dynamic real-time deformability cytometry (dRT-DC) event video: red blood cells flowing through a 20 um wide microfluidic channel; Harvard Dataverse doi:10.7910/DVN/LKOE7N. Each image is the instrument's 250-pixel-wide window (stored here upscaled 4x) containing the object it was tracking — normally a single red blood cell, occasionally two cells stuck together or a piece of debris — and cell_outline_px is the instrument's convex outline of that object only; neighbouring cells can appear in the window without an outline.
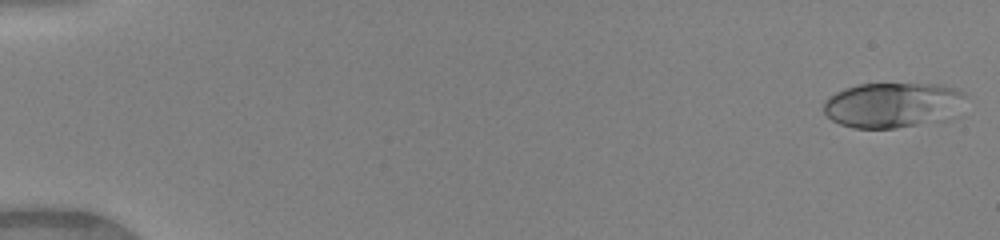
{"species": "human", "species_latin": "Homo sapiens", "temperature_condition": "warm", "stored_images_in_passage": 49, "camera_frame_rate_fps": 3000, "um_per_image_px": 0.085, "donor": {"sex": "female"}, "frame": {"image": 1, "passage_image": 1, "time_ms": 0.0, "image_size_px": [1000, 240], "cell_outline_px": [[968, 96], [944, 120], [896, 128], [852, 128], [840, 124], [832, 120], [824, 112], [824, 104], [828, 96], [844, 88], [856, 84], [944, 84], [956, 88], [964, 92]], "centroid_in_image_um": [75.85, 8.91], "position_along_channel_um": 9.2, "area_um2": 37.34}}
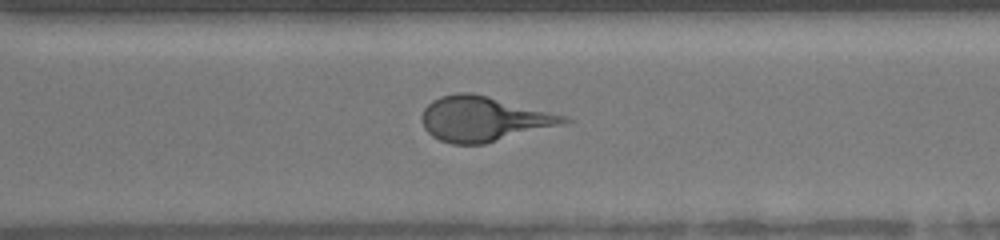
{"frame": {"image": 2, "passage_image": 36, "time_ms": 11.667, "image_size_px": [1000, 240], "cell_outline_px": [[572, 120], [560, 124], [484, 144], [452, 144], [440, 140], [432, 136], [424, 128], [420, 116], [424, 108], [432, 100], [440, 96], [456, 92], [472, 92], [568, 116]], "centroid_in_image_um": [41.04, 10.09], "position_along_channel_um": 329.6, "area_um2": 36.93}}
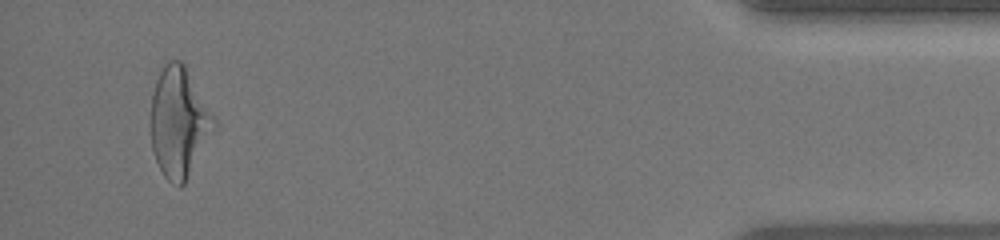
{"frame": {"image": 3, "passage_image": 47, "time_ms": 15.333, "image_size_px": [1000, 240], "cell_outline_px": [[216, 128], [184, 184], [180, 188], [172, 184], [164, 176], [156, 160], [152, 148], [152, 92], [156, 80], [160, 72], [168, 60], [180, 60], [184, 64], [216, 120]], "centroid_in_image_um": [15.22, 10.42], "position_along_channel_um": 420.0, "area_um2": 40.0}, "authors_computed_cell_mechanics": {"area_um2": 36.414, "velocity_mm_per_s": 4.1432, "shape_relaxation_time_tau1_ms": 4.7796, "shape_relaxation_time_tau2_ms": 0.5796, "deformation_change_tau1": 0.2055, "deformation_change_tau2": 0.1015}}